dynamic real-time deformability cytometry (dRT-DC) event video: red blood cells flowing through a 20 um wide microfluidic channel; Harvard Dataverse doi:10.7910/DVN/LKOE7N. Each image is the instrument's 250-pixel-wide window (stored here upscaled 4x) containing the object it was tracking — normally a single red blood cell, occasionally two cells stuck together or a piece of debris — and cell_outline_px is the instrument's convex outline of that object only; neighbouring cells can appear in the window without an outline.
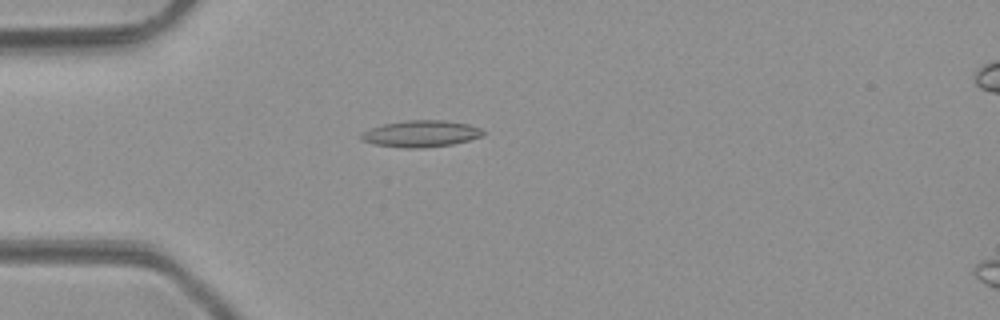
{"species": "common noctule bat (a hibernating species)", "species_latin": "Nyctalus noctula", "temperature_condition": "room temperature", "stored_images_in_passage": 4, "camera_frame_rate_fps": 3000, "um_per_image_px": 0.085, "animal": {"sex": "male", "body_mass_g": 23.1, "forearm_length_mm": 52.7}, "frame": {"image": 1, "passage_image": 4, "time_ms": 3.333, "image_size_px": [1000, 320], "cell_outline_px": [[484, 136], [452, 144], [424, 148], [404, 148], [376, 144], [360, 140], [360, 132], [384, 124], [408, 120], [444, 120], [468, 124], [480, 128], [484, 132]], "centroid_in_image_um": [35.78, 11.37], "position_along_channel_um": 49.2, "area_um2": 18.84}}